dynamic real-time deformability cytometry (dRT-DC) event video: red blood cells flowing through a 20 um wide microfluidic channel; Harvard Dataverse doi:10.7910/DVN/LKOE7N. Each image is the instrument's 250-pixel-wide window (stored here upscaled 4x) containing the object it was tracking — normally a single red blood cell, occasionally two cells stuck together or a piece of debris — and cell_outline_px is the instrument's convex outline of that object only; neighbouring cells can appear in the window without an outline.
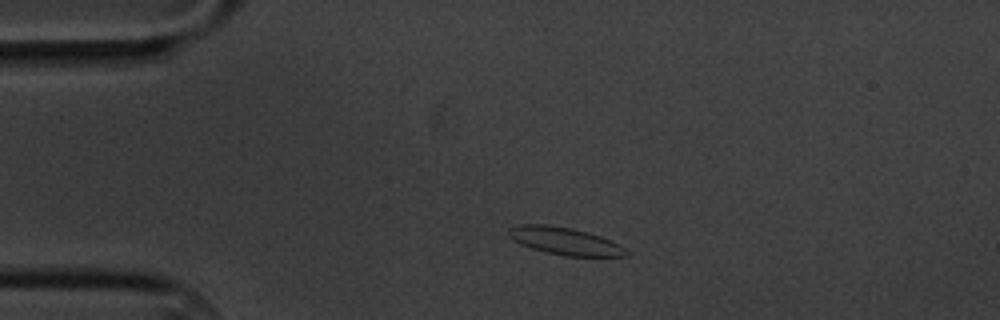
{"species": "common noctule bat (a hibernating species)", "species_latin": "Nyctalus noctula", "temperature_condition": "cold", "stored_images_in_passage": 48, "camera_frame_rate_fps": 3000, "um_per_image_px": 0.085, "animal": {"sex": "male", "body_mass_g": 20.1, "forearm_length_mm": 53.5}, "frame": {"image": 1, "passage_image": 1, "time_ms": 0.0, "image_size_px": [1000, 320], "cell_outline_px": [[628, 256], [568, 256], [548, 252], [532, 248], [520, 244], [512, 240], [508, 236], [508, 228], [516, 224], [544, 224], [572, 228], [588, 232], [600, 236], [624, 248], [628, 252]], "centroid_in_image_um": [47.94, 20.47], "position_along_channel_um": 37.1, "area_um2": 18.61}}
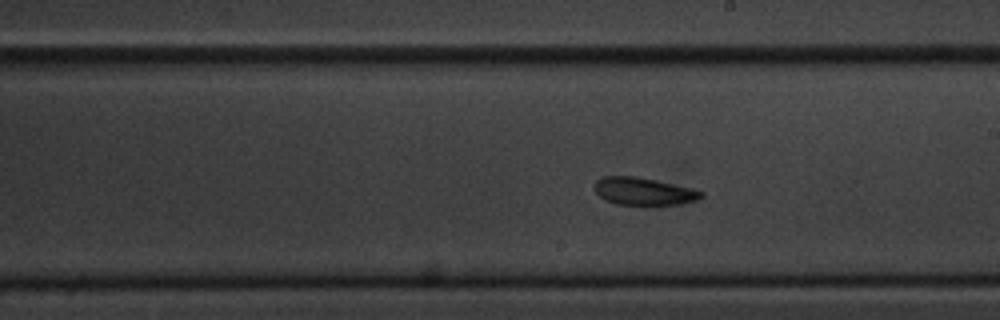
{"frame": {"image": 2, "passage_image": 22, "time_ms": 7.0, "image_size_px": [1000, 320], "cell_outline_px": [[704, 196], [696, 200], [680, 204], [656, 208], [644, 208], [616, 204], [600, 196], [596, 192], [596, 180], [600, 176], [636, 176], [656, 180], [704, 192]], "centroid_in_image_um": [54.72, 16.32], "position_along_channel_um": 234.3, "area_um2": 17.8}}
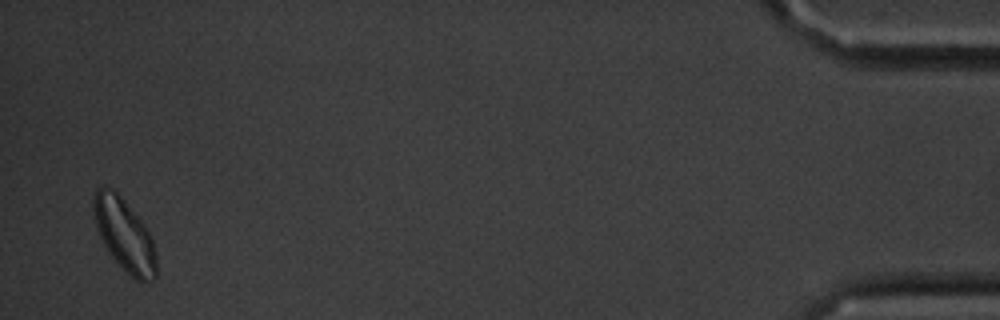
{"frame": {"image": 3, "passage_image": 47, "time_ms": 15.333, "image_size_px": [1000, 320], "cell_outline_px": [[156, 276], [148, 284], [144, 284], [136, 280], [108, 252], [96, 228], [92, 208], [92, 200], [96, 188], [104, 184], [112, 188], [124, 200], [144, 224], [152, 240], [156, 256]], "centroid_in_image_um": [10.55, 19.93], "position_along_channel_um": 424.6, "area_um2": 26.47}, "authors_computed_cell_mechanics": {"area_um2": 17.7446, "velocity_mm_per_s": 3.2928, "shape_relaxation_time_tau1_ms": 3.4435, "shape_relaxation_time_tau2_ms": 2.6165, "deformation_change_tau1": 0.0762, "deformation_change_tau2": 0.0887}}